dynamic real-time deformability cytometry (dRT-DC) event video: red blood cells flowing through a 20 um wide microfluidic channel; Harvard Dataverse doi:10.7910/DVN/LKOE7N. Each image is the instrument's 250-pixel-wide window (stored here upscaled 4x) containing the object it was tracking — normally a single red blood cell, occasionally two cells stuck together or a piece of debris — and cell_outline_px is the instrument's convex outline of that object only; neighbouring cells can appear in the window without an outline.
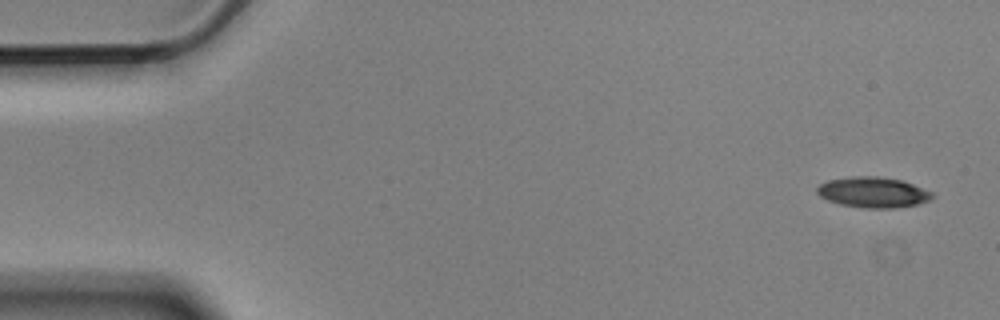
{"species": "Egyptian fruit bat (a non-hibernating species)", "species_latin": "Rousettus aegyptiacus", "temperature_condition": "cold", "stored_images_in_passage": 6, "camera_frame_rate_fps": 3000, "um_per_image_px": 0.085, "animal": {"sex": "male"}, "frame": {"image": 1, "passage_image": 1, "time_ms": 0.0, "image_size_px": [1000, 320], "cell_outline_px": [[932, 196], [928, 200], [916, 204], [896, 208], [864, 208], [840, 204], [828, 200], [820, 196], [816, 192], [816, 188], [820, 184], [828, 180], [852, 176], [880, 176], [900, 180], [912, 184], [932, 192]], "centroid_in_image_um": [74.16, 16.34], "position_along_channel_um": 10.8, "area_um2": 20.35}}
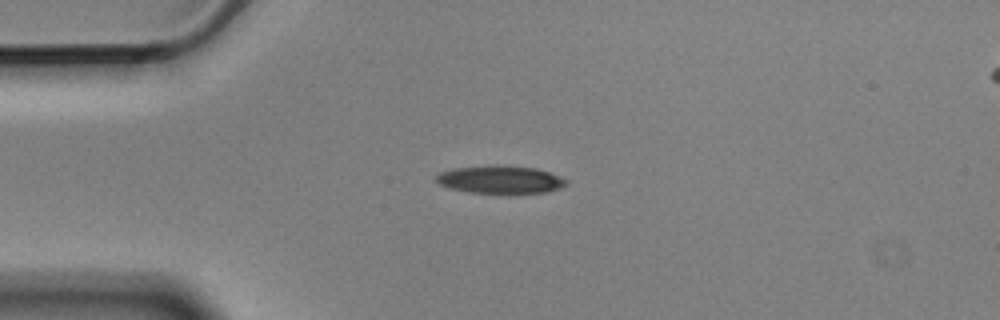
{"frame": {"image": 2, "passage_image": 4, "time_ms": 1.0, "image_size_px": [1000, 320], "cell_outline_px": [[568, 184], [564, 188], [544, 192], [468, 192], [452, 188], [440, 184], [436, 180], [436, 176], [440, 172], [452, 168], [496, 164], [536, 168], [560, 176], [568, 180]], "centroid_in_image_um": [42.56, 15.24], "position_along_channel_um": 42.4, "area_um2": 20.98}}
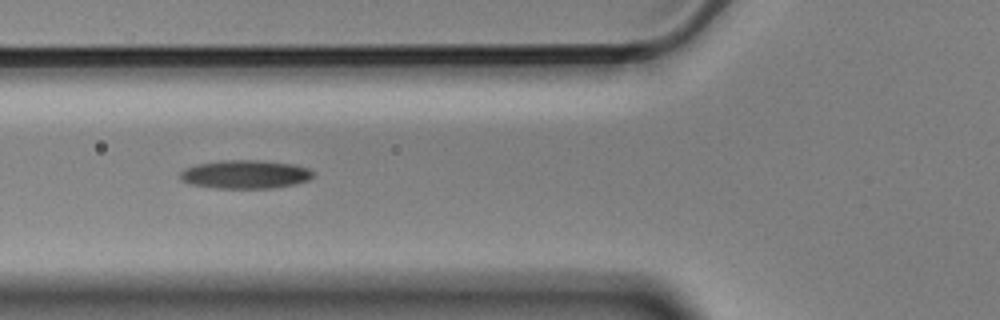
{"frame": {"image": 3, "passage_image": 6, "time_ms": 1.667, "image_size_px": [1000, 320], "cell_outline_px": [[316, 172], [308, 180], [292, 184], [268, 188], [216, 188], [192, 184], [180, 180], [180, 172], [184, 168], [196, 164], [224, 160], [260, 160], [296, 164], [308, 168]], "centroid_in_image_um": [20.84, 14.8], "position_along_channel_um": 105.0, "area_um2": 22.08}}